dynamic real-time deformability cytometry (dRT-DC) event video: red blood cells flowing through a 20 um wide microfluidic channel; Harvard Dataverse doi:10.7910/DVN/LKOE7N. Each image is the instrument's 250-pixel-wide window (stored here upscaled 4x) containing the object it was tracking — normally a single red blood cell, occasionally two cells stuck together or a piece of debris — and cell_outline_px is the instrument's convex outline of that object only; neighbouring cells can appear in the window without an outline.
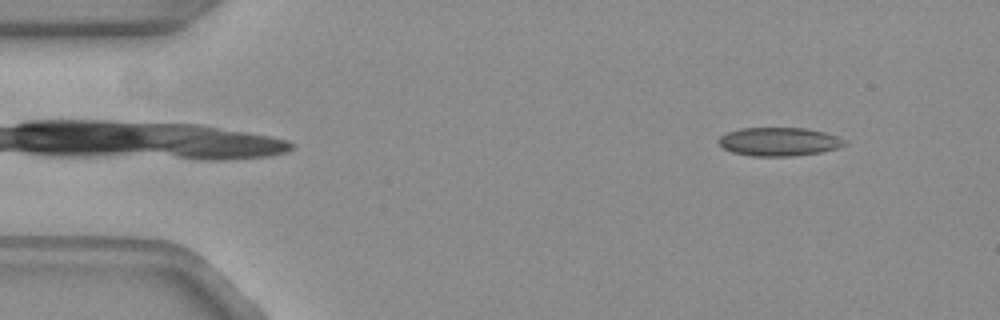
{"species": "common noctule bat (a hibernating species)", "species_latin": "Nyctalus noctula", "temperature_condition": "warm", "stored_images_in_passage": 53, "camera_frame_rate_fps": 3000, "um_per_image_px": 0.085, "animal": {"sex": "female", "body_mass_g": 19.3, "forearm_length_mm": 54.1}, "frame": {"image": 1, "passage_image": 5, "time_ms": 1.333, "image_size_px": [1000, 320], "cell_outline_px": [[844, 144], [836, 148], [820, 152], [788, 156], [756, 156], [732, 152], [724, 148], [716, 140], [720, 136], [728, 132], [740, 128], [804, 128], [824, 132], [836, 136], [844, 140]], "centroid_in_image_um": [66.16, 12.03], "position_along_channel_um": 18.8, "area_um2": 20.58}}
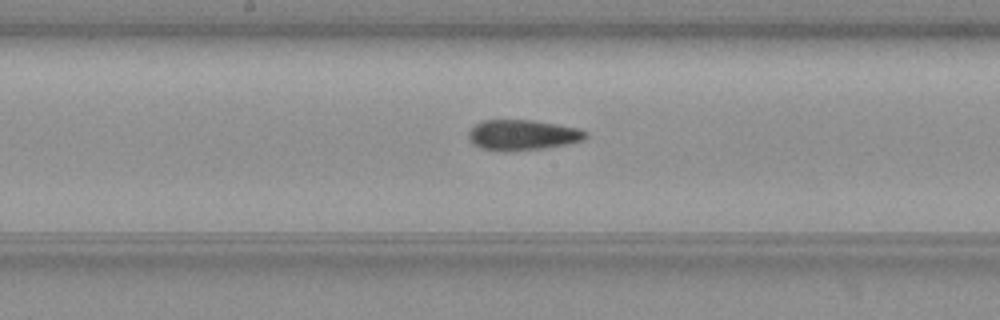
{"frame": {"image": 2, "passage_image": 27, "time_ms": 8.667, "image_size_px": [1000, 320], "cell_outline_px": [[588, 136], [580, 140], [564, 144], [544, 148], [512, 152], [504, 152], [480, 148], [468, 140], [468, 132], [480, 120], [536, 120], [580, 128], [588, 132]], "centroid_in_image_um": [44.39, 11.47], "position_along_channel_um": 203.8, "area_um2": 21.04}}
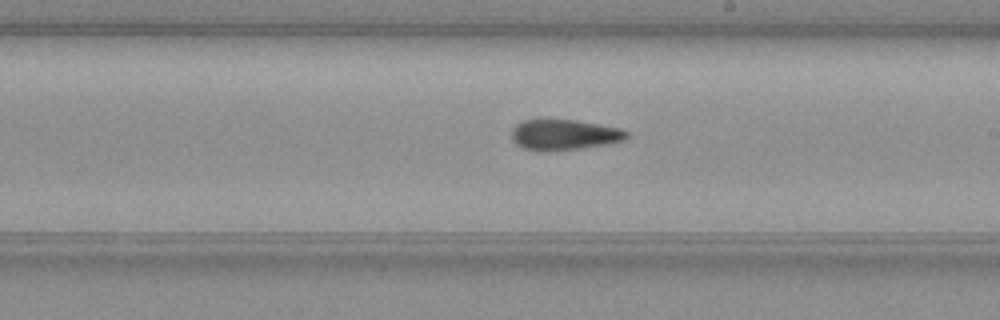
{"frame": {"image": 3, "passage_image": 30, "time_ms": 9.667, "image_size_px": [1000, 320], "cell_outline_px": [[628, 136], [620, 140], [600, 144], [576, 148], [548, 152], [536, 152], [524, 148], [516, 144], [512, 140], [512, 128], [516, 124], [524, 120], [540, 116], [544, 116], [576, 120], [600, 124], [620, 128], [628, 132]], "centroid_in_image_um": [47.81, 11.4], "position_along_channel_um": 241.2, "area_um2": 21.04}}